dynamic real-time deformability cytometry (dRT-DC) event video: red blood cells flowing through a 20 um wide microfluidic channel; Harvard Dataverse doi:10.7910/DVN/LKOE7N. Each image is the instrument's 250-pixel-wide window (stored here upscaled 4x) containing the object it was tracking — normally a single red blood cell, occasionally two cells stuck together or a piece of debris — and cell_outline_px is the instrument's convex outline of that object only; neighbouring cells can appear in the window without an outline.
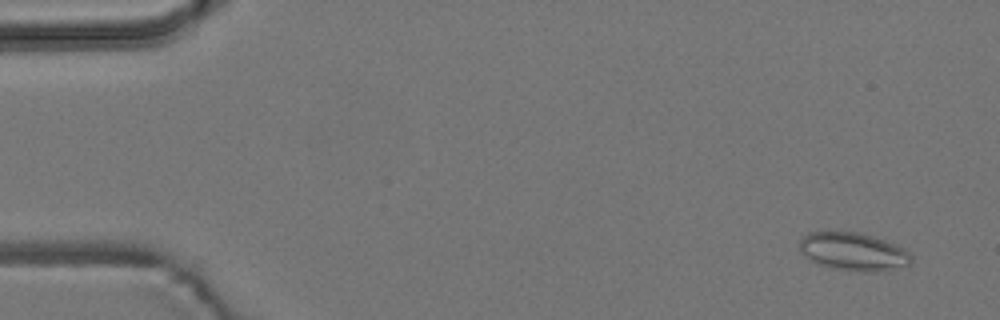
{"species": "common noctule bat (a hibernating species)", "species_latin": "Nyctalus noctula", "temperature_condition": "room temperature", "stored_images_in_passage": 4, "camera_frame_rate_fps": 3000, "um_per_image_px": 0.085, "animal": {"sex": "male", "body_mass_g": 19.2, "forearm_length_mm": 51.8}, "frame": {"image": 1, "passage_image": 1, "time_ms": 0.0, "image_size_px": [1000, 320], "cell_outline_px": [[912, 260], [908, 264], [872, 272], [832, 268], [820, 264], [812, 260], [800, 252], [800, 240], [808, 232], [860, 232], [896, 244], [904, 248], [912, 256]], "centroid_in_image_um": [72.52, 21.36], "position_along_channel_um": 12.5, "area_um2": 24.22}}